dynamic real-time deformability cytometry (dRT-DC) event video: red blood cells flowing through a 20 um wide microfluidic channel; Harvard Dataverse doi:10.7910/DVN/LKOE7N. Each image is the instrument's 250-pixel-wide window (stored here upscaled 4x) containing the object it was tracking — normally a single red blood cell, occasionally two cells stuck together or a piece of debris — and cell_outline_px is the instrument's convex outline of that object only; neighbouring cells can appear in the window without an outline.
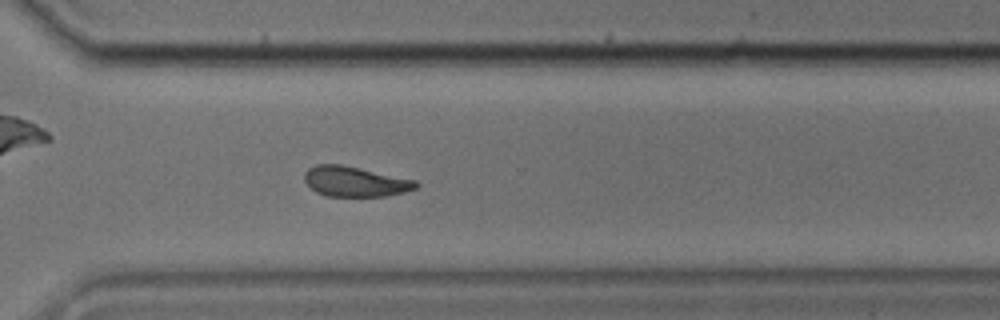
{"species": "common noctule bat (a hibernating species)", "species_latin": "Nyctalus noctula", "temperature_condition": "cold", "stored_images_in_passage": 47, "camera_frame_rate_fps": 3000, "um_per_image_px": 0.085, "animal": {"sex": "male", "body_mass_g": 17.9, "forearm_length_mm": 54.2}, "frame": {"image": 1, "passage_image": 34, "time_ms": 11.0, "image_size_px": [1000, 320], "cell_outline_px": [[420, 184], [416, 188], [404, 192], [388, 196], [328, 196], [316, 192], [304, 180], [304, 172], [308, 168], [316, 164], [340, 164], [416, 180]], "centroid_in_image_um": [30.18, 15.43], "position_along_channel_um": 340.4, "area_um2": 19.54}}